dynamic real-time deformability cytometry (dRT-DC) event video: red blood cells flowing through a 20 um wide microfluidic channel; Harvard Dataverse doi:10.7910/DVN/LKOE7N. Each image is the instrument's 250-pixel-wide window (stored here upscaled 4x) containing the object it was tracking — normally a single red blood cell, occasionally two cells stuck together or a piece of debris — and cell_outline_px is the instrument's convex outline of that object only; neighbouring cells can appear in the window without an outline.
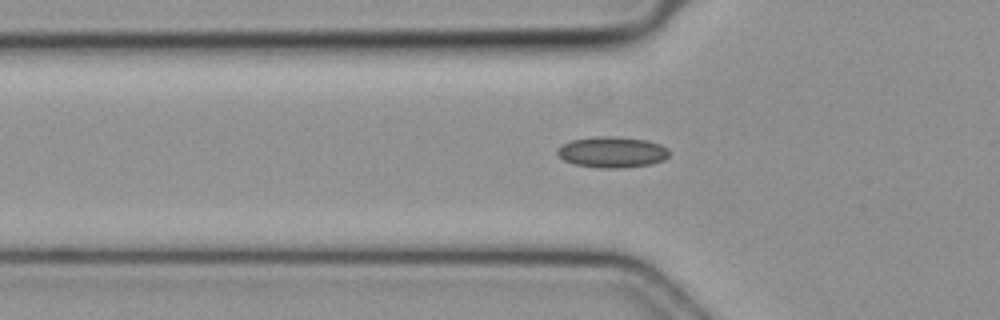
{"species": "common noctule bat (a hibernating species)", "species_latin": "Nyctalus noctula", "temperature_condition": "cold", "stored_images_in_passage": 35, "camera_frame_rate_fps": 3000, "um_per_image_px": 0.085, "animal": {"sex": "female", "body_mass_g": 19.3, "forearm_length_mm": 54.1}, "frame": {"image": 1, "passage_image": 14, "time_ms": 4.333, "image_size_px": [1000, 320], "cell_outline_px": [[668, 156], [664, 160], [652, 164], [624, 168], [600, 168], [576, 164], [564, 160], [556, 152], [564, 144], [572, 140], [596, 136], [616, 136], [648, 140], [660, 144], [668, 148]], "centroid_in_image_um": [52.08, 12.93], "position_along_channel_um": 73.7, "area_um2": 20.17}}
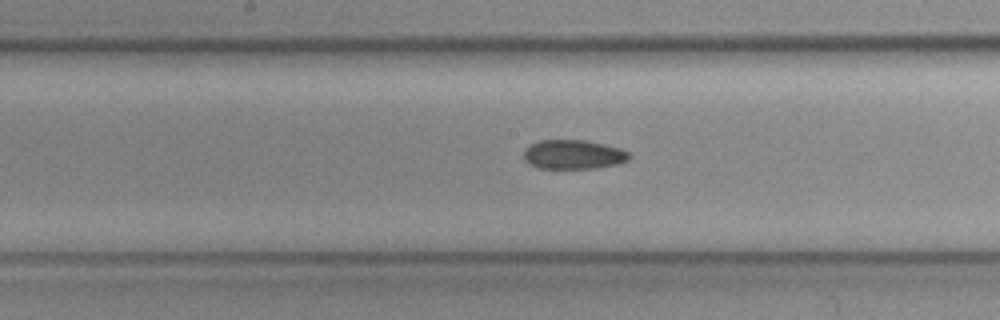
{"frame": {"image": 2, "passage_image": 23, "time_ms": 7.333, "image_size_px": [1000, 320], "cell_outline_px": [[632, 156], [628, 160], [616, 164], [596, 168], [540, 168], [528, 164], [524, 160], [524, 148], [528, 144], [540, 140], [584, 140], [620, 148], [628, 152]], "centroid_in_image_um": [48.69, 13.13], "position_along_channel_um": 199.5, "area_um2": 18.03}}
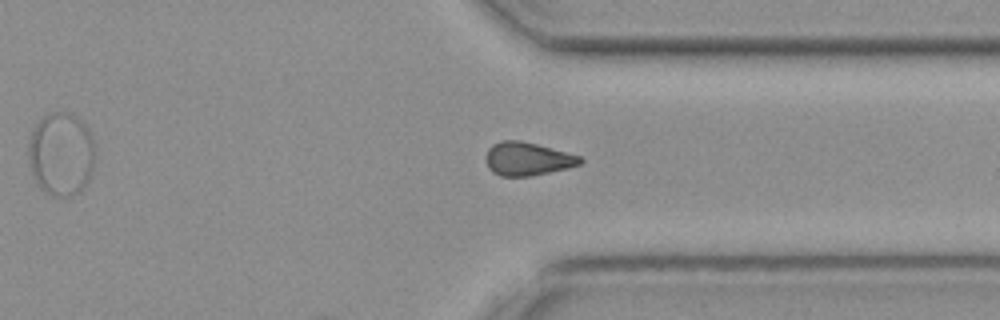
{"frame": {"image": 3, "passage_image": 35, "time_ms": 11.333, "image_size_px": [1000, 320], "cell_outline_px": [[584, 160], [580, 164], [568, 168], [528, 176], [500, 176], [492, 172], [488, 168], [484, 156], [488, 148], [492, 144], [500, 140], [520, 140], [536, 144], [580, 156]], "centroid_in_image_um": [44.78, 13.5], "position_along_channel_um": 366.6, "area_um2": 18.32}}